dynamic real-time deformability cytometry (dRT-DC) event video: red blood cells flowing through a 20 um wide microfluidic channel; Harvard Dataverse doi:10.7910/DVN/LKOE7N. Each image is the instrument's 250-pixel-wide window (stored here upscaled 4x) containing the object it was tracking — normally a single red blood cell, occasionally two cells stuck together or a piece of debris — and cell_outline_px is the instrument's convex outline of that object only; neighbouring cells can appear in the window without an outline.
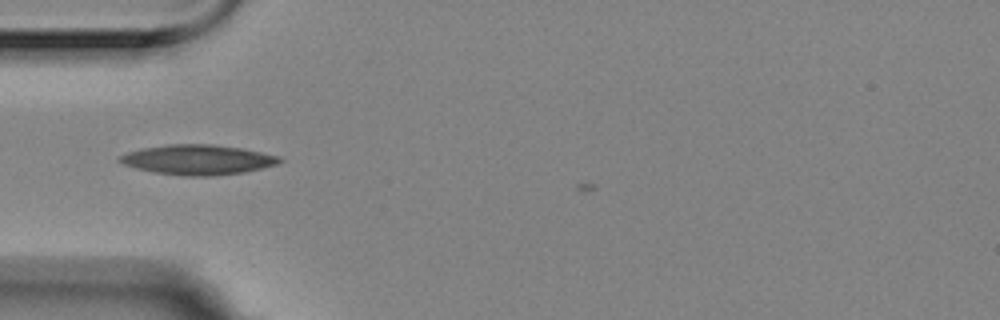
{"species": "Egyptian fruit bat (a non-hibernating species)", "species_latin": "Rousettus aegyptiacus", "temperature_condition": "room temperature", "stored_images_in_passage": 8, "camera_frame_rate_fps": 3000, "um_per_image_px": 0.085, "animal": {"sex": "female"}, "frame": {"image": 1, "passage_image": 5, "time_ms": 1.333, "image_size_px": [1000, 320], "cell_outline_px": [[284, 160], [276, 164], [260, 168], [240, 172], [204, 176], [192, 176], [156, 172], [124, 164], [116, 160], [120, 156], [128, 152], [140, 148], [168, 144], [212, 144], [240, 148], [280, 156]], "centroid_in_image_um": [16.8, 13.55], "position_along_channel_um": 68.2, "area_um2": 27.28}}
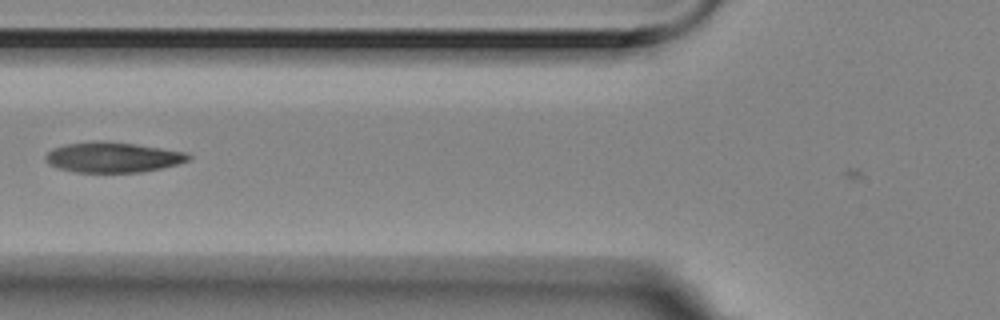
{"frame": {"image": 2, "passage_image": 6, "time_ms": 1.667, "image_size_px": [1000, 320], "cell_outline_px": [[192, 156], [188, 160], [176, 164], [160, 168], [140, 172], [76, 172], [60, 168], [48, 164], [44, 160], [44, 156], [52, 148], [68, 144], [100, 140], [104, 140], [160, 148], [184, 152]], "centroid_in_image_um": [9.53, 13.36], "position_along_channel_um": 116.3, "area_um2": 24.91}}
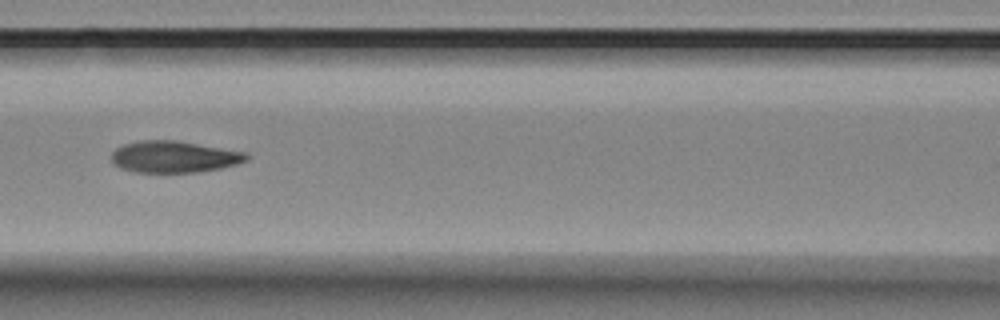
{"frame": {"image": 3, "passage_image": 7, "time_ms": 2.0, "image_size_px": [1000, 320], "cell_outline_px": [[248, 160], [236, 164], [220, 168], [196, 172], [136, 172], [124, 168], [116, 164], [112, 160], [112, 152], [116, 148], [124, 144], [140, 140], [176, 140], [244, 152], [248, 156]], "centroid_in_image_um": [14.79, 13.32], "position_along_channel_um": 151.8, "area_um2": 24.51}}